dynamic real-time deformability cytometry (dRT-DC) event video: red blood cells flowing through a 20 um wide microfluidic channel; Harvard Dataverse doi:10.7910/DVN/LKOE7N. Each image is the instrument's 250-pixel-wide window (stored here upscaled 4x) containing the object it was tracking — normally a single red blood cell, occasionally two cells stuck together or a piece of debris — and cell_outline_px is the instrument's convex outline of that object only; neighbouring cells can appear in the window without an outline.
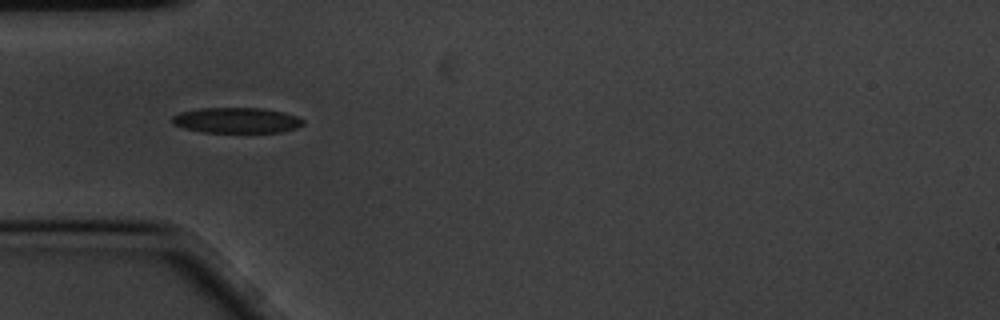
{"species": "common noctule bat (a hibernating species)", "species_latin": "Nyctalus noctula", "temperature_condition": "cold", "stored_images_in_passage": 11, "camera_frame_rate_fps": 3000, "um_per_image_px": 0.085, "animal": {"sex": "male", "body_mass_g": 20.1, "forearm_length_mm": 53.5}, "frame": {"image": 1, "passage_image": 1, "time_ms": 0.0, "image_size_px": [1000, 320], "cell_outline_px": [[304, 124], [296, 128], [280, 132], [204, 132], [184, 128], [172, 124], [172, 116], [180, 112], [200, 108], [264, 108], [284, 112], [296, 116], [304, 120]], "centroid_in_image_um": [20.11, 10.22], "position_along_channel_um": 64.9, "area_um2": 19.48}}
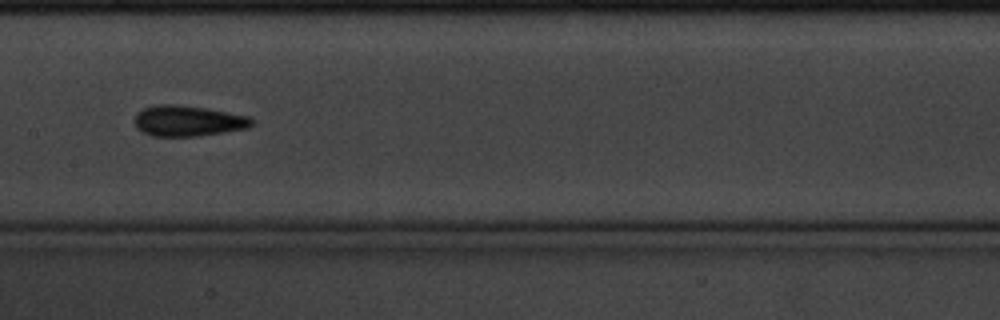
{"frame": {"image": 2, "passage_image": 4, "time_ms": 1.0, "image_size_px": [1000, 320], "cell_outline_px": [[252, 124], [248, 128], [200, 136], [152, 136], [140, 132], [136, 128], [136, 112], [144, 108], [156, 104], [176, 104], [208, 108], [248, 116], [252, 120]], "centroid_in_image_um": [15.95, 10.27], "position_along_channel_um": 191.5, "area_um2": 21.1}}
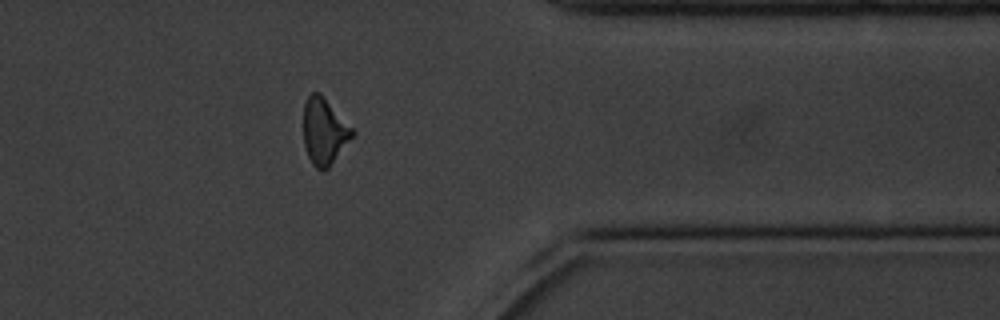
{"frame": {"image": 3, "passage_image": 9, "time_ms": 2.667, "image_size_px": [1000, 320], "cell_outline_px": [[356, 132], [328, 168], [316, 168], [312, 164], [308, 156], [304, 144], [304, 104], [308, 96], [312, 92], [320, 92]], "centroid_in_image_um": [27.55, 11.14], "position_along_channel_um": 383.8, "area_um2": 18.61}}